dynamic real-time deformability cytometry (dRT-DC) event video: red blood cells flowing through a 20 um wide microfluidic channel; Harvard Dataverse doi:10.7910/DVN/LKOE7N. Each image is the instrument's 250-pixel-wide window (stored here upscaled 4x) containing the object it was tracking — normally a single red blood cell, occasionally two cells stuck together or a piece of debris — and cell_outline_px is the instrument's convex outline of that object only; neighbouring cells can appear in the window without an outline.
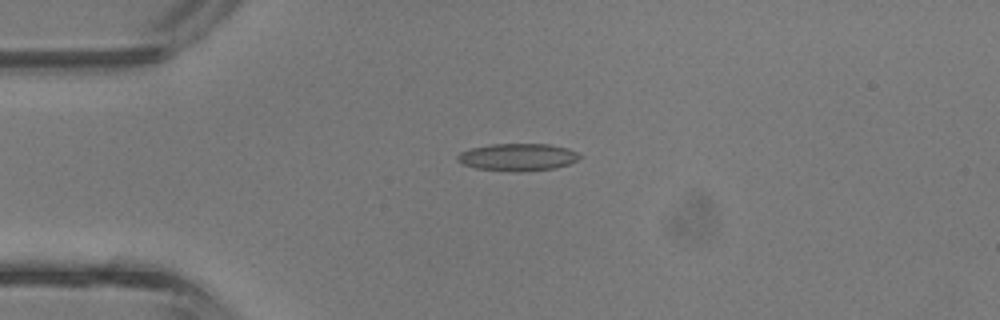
{"species": "common noctule bat (a hibernating species)", "species_latin": "Nyctalus noctula", "temperature_condition": "room temperature", "stored_images_in_passage": 2, "camera_frame_rate_fps": 3000, "um_per_image_px": 0.085, "animal": {"sex": "male", "body_mass_g": 13.3}, "frame": {"image": 1, "passage_image": 2, "time_ms": 0.333, "image_size_px": [1000, 320], "cell_outline_px": [[580, 156], [576, 160], [568, 164], [556, 168], [516, 172], [476, 168], [460, 164], [456, 160], [456, 156], [460, 152], [472, 148], [492, 144], [548, 144], [568, 148], [576, 152]], "centroid_in_image_um": [43.96, 13.36], "position_along_channel_um": 41.0, "area_um2": 19.42}}